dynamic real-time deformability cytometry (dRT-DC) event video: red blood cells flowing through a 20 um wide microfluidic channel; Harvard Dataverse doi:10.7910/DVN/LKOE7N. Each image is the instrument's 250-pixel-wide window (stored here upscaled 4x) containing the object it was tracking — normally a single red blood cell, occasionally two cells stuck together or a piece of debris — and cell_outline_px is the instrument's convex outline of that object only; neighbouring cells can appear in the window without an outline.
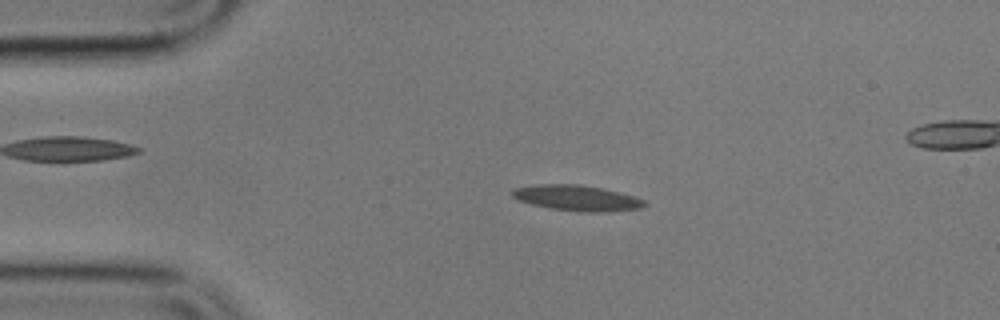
{"species": "common noctule bat (a hibernating species)", "species_latin": "Nyctalus noctula", "temperature_condition": "cold", "stored_images_in_passage": 5, "segment_of_instrument_passage": [1, 2], "camera_frame_rate_fps": 3000, "um_per_image_px": 0.085, "animal": {"sex": "male", "body_mass_g": 17.9}, "frame": {"image": 1, "passage_image": 3, "time_ms": 2.333, "image_size_px": [1000, 320], "cell_outline_px": [[648, 204], [640, 208], [600, 212], [580, 212], [552, 208], [532, 204], [516, 200], [512, 196], [512, 188], [536, 184], [580, 184], [620, 192], [644, 200]], "centroid_in_image_um": [48.99, 16.82], "position_along_channel_um": 36.0, "area_um2": 19.65}}